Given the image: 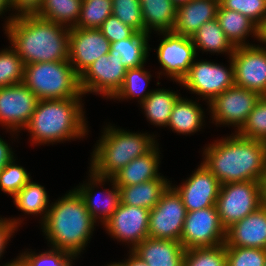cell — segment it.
<instances>
[{"instance_id":"cell-1","label":"cell","mask_w":266,"mask_h":266,"mask_svg":"<svg viewBox=\"0 0 266 266\" xmlns=\"http://www.w3.org/2000/svg\"><path fill=\"white\" fill-rule=\"evenodd\" d=\"M203 165L220 184L262 182L266 173V143L236 132L203 148Z\"/></svg>"},{"instance_id":"cell-2","label":"cell","mask_w":266,"mask_h":266,"mask_svg":"<svg viewBox=\"0 0 266 266\" xmlns=\"http://www.w3.org/2000/svg\"><path fill=\"white\" fill-rule=\"evenodd\" d=\"M24 65L67 61L70 28L38 16L13 19L4 30Z\"/></svg>"},{"instance_id":"cell-3","label":"cell","mask_w":266,"mask_h":266,"mask_svg":"<svg viewBox=\"0 0 266 266\" xmlns=\"http://www.w3.org/2000/svg\"><path fill=\"white\" fill-rule=\"evenodd\" d=\"M95 224L97 222L87 211L82 197L75 189H71L50 204L41 229L48 247L79 258L91 241Z\"/></svg>"},{"instance_id":"cell-4","label":"cell","mask_w":266,"mask_h":266,"mask_svg":"<svg viewBox=\"0 0 266 266\" xmlns=\"http://www.w3.org/2000/svg\"><path fill=\"white\" fill-rule=\"evenodd\" d=\"M39 100L23 130L30 133L31 145L63 143L89 135L81 98Z\"/></svg>"},{"instance_id":"cell-5","label":"cell","mask_w":266,"mask_h":266,"mask_svg":"<svg viewBox=\"0 0 266 266\" xmlns=\"http://www.w3.org/2000/svg\"><path fill=\"white\" fill-rule=\"evenodd\" d=\"M91 153L89 168L98 176L112 178L133 159L149 153L157 144L150 133L130 132L113 125H105Z\"/></svg>"},{"instance_id":"cell-6","label":"cell","mask_w":266,"mask_h":266,"mask_svg":"<svg viewBox=\"0 0 266 266\" xmlns=\"http://www.w3.org/2000/svg\"><path fill=\"white\" fill-rule=\"evenodd\" d=\"M23 83L39 100L78 98L82 95L80 76L69 60L25 65Z\"/></svg>"},{"instance_id":"cell-7","label":"cell","mask_w":266,"mask_h":266,"mask_svg":"<svg viewBox=\"0 0 266 266\" xmlns=\"http://www.w3.org/2000/svg\"><path fill=\"white\" fill-rule=\"evenodd\" d=\"M263 205L260 181L221 184L216 207L222 226L227 229Z\"/></svg>"},{"instance_id":"cell-8","label":"cell","mask_w":266,"mask_h":266,"mask_svg":"<svg viewBox=\"0 0 266 266\" xmlns=\"http://www.w3.org/2000/svg\"><path fill=\"white\" fill-rule=\"evenodd\" d=\"M228 62H230L229 67H224L214 61H206V59L196 61L195 58L185 77L176 83L191 94H197L198 98L202 97L208 105L216 96L235 85L231 57Z\"/></svg>"},{"instance_id":"cell-9","label":"cell","mask_w":266,"mask_h":266,"mask_svg":"<svg viewBox=\"0 0 266 266\" xmlns=\"http://www.w3.org/2000/svg\"><path fill=\"white\" fill-rule=\"evenodd\" d=\"M260 95L239 86H232L208 103V112L216 126H231L237 132L247 120ZM214 121V122H213Z\"/></svg>"},{"instance_id":"cell-10","label":"cell","mask_w":266,"mask_h":266,"mask_svg":"<svg viewBox=\"0 0 266 266\" xmlns=\"http://www.w3.org/2000/svg\"><path fill=\"white\" fill-rule=\"evenodd\" d=\"M186 215L181 196L170 185L149 212V237L180 242Z\"/></svg>"},{"instance_id":"cell-11","label":"cell","mask_w":266,"mask_h":266,"mask_svg":"<svg viewBox=\"0 0 266 266\" xmlns=\"http://www.w3.org/2000/svg\"><path fill=\"white\" fill-rule=\"evenodd\" d=\"M225 238L216 206L187 212L180 238L186 250L225 244Z\"/></svg>"},{"instance_id":"cell-12","label":"cell","mask_w":266,"mask_h":266,"mask_svg":"<svg viewBox=\"0 0 266 266\" xmlns=\"http://www.w3.org/2000/svg\"><path fill=\"white\" fill-rule=\"evenodd\" d=\"M120 60V56L106 54L93 62L80 75L82 94L102 95L111 100L122 87L127 71Z\"/></svg>"},{"instance_id":"cell-13","label":"cell","mask_w":266,"mask_h":266,"mask_svg":"<svg viewBox=\"0 0 266 266\" xmlns=\"http://www.w3.org/2000/svg\"><path fill=\"white\" fill-rule=\"evenodd\" d=\"M162 35L157 49V58L163 71H158V78L160 75L169 77L172 81L180 82L187 72L190 66L197 58L195 46L191 37L182 36L171 32L158 33Z\"/></svg>"},{"instance_id":"cell-14","label":"cell","mask_w":266,"mask_h":266,"mask_svg":"<svg viewBox=\"0 0 266 266\" xmlns=\"http://www.w3.org/2000/svg\"><path fill=\"white\" fill-rule=\"evenodd\" d=\"M38 101V97L24 83L0 88V125L2 128L5 127L6 132L10 130L9 133L11 132L13 137L15 134L18 136L28 124Z\"/></svg>"},{"instance_id":"cell-15","label":"cell","mask_w":266,"mask_h":266,"mask_svg":"<svg viewBox=\"0 0 266 266\" xmlns=\"http://www.w3.org/2000/svg\"><path fill=\"white\" fill-rule=\"evenodd\" d=\"M235 85L266 95V46L235 47L231 55Z\"/></svg>"},{"instance_id":"cell-16","label":"cell","mask_w":266,"mask_h":266,"mask_svg":"<svg viewBox=\"0 0 266 266\" xmlns=\"http://www.w3.org/2000/svg\"><path fill=\"white\" fill-rule=\"evenodd\" d=\"M147 208L119 203L118 208L103 224L107 234L119 242L127 243L132 251L139 243L149 237Z\"/></svg>"},{"instance_id":"cell-17","label":"cell","mask_w":266,"mask_h":266,"mask_svg":"<svg viewBox=\"0 0 266 266\" xmlns=\"http://www.w3.org/2000/svg\"><path fill=\"white\" fill-rule=\"evenodd\" d=\"M194 172V173H193ZM171 186L181 196L187 210L195 211L216 206L221 184L219 180L201 162L190 177L181 184Z\"/></svg>"},{"instance_id":"cell-18","label":"cell","mask_w":266,"mask_h":266,"mask_svg":"<svg viewBox=\"0 0 266 266\" xmlns=\"http://www.w3.org/2000/svg\"><path fill=\"white\" fill-rule=\"evenodd\" d=\"M110 42L99 29L70 28L69 62L80 76L100 56L109 54Z\"/></svg>"},{"instance_id":"cell-19","label":"cell","mask_w":266,"mask_h":266,"mask_svg":"<svg viewBox=\"0 0 266 266\" xmlns=\"http://www.w3.org/2000/svg\"><path fill=\"white\" fill-rule=\"evenodd\" d=\"M88 176L90 177H88V182H83V184L77 185L74 189L82 197L92 218L103 225L118 208L120 191L113 178L98 176L91 169H89ZM106 182L111 183V189L104 188L102 192H99L97 188L106 185Z\"/></svg>"},{"instance_id":"cell-20","label":"cell","mask_w":266,"mask_h":266,"mask_svg":"<svg viewBox=\"0 0 266 266\" xmlns=\"http://www.w3.org/2000/svg\"><path fill=\"white\" fill-rule=\"evenodd\" d=\"M225 247H250L266 249V206L226 229Z\"/></svg>"},{"instance_id":"cell-21","label":"cell","mask_w":266,"mask_h":266,"mask_svg":"<svg viewBox=\"0 0 266 266\" xmlns=\"http://www.w3.org/2000/svg\"><path fill=\"white\" fill-rule=\"evenodd\" d=\"M219 0H190L176 9V18L172 31L176 34L192 37L205 23L217 16Z\"/></svg>"},{"instance_id":"cell-22","label":"cell","mask_w":266,"mask_h":266,"mask_svg":"<svg viewBox=\"0 0 266 266\" xmlns=\"http://www.w3.org/2000/svg\"><path fill=\"white\" fill-rule=\"evenodd\" d=\"M185 250L181 242L147 237L132 252L148 266H183Z\"/></svg>"},{"instance_id":"cell-23","label":"cell","mask_w":266,"mask_h":266,"mask_svg":"<svg viewBox=\"0 0 266 266\" xmlns=\"http://www.w3.org/2000/svg\"><path fill=\"white\" fill-rule=\"evenodd\" d=\"M159 143L146 155L133 159L112 178L116 186H128L144 183L158 178L160 157Z\"/></svg>"},{"instance_id":"cell-24","label":"cell","mask_w":266,"mask_h":266,"mask_svg":"<svg viewBox=\"0 0 266 266\" xmlns=\"http://www.w3.org/2000/svg\"><path fill=\"white\" fill-rule=\"evenodd\" d=\"M216 19L234 47L254 45L246 41L250 35L260 43V28L243 14L219 5Z\"/></svg>"},{"instance_id":"cell-25","label":"cell","mask_w":266,"mask_h":266,"mask_svg":"<svg viewBox=\"0 0 266 266\" xmlns=\"http://www.w3.org/2000/svg\"><path fill=\"white\" fill-rule=\"evenodd\" d=\"M170 185L171 181L162 174L158 178L144 183L117 186L120 191V203L151 210Z\"/></svg>"},{"instance_id":"cell-26","label":"cell","mask_w":266,"mask_h":266,"mask_svg":"<svg viewBox=\"0 0 266 266\" xmlns=\"http://www.w3.org/2000/svg\"><path fill=\"white\" fill-rule=\"evenodd\" d=\"M197 101L179 97L175 102L167 127L175 133L195 134L205 125V113Z\"/></svg>"},{"instance_id":"cell-27","label":"cell","mask_w":266,"mask_h":266,"mask_svg":"<svg viewBox=\"0 0 266 266\" xmlns=\"http://www.w3.org/2000/svg\"><path fill=\"white\" fill-rule=\"evenodd\" d=\"M150 37L149 33L136 31L127 39L112 42L109 54L120 56V61L127 69L145 66L151 50Z\"/></svg>"},{"instance_id":"cell-28","label":"cell","mask_w":266,"mask_h":266,"mask_svg":"<svg viewBox=\"0 0 266 266\" xmlns=\"http://www.w3.org/2000/svg\"><path fill=\"white\" fill-rule=\"evenodd\" d=\"M143 15L144 32L151 34L171 32L177 6L171 0H139Z\"/></svg>"},{"instance_id":"cell-29","label":"cell","mask_w":266,"mask_h":266,"mask_svg":"<svg viewBox=\"0 0 266 266\" xmlns=\"http://www.w3.org/2000/svg\"><path fill=\"white\" fill-rule=\"evenodd\" d=\"M180 96V93L170 89H153L140 107L149 123L157 127H167L173 106Z\"/></svg>"},{"instance_id":"cell-30","label":"cell","mask_w":266,"mask_h":266,"mask_svg":"<svg viewBox=\"0 0 266 266\" xmlns=\"http://www.w3.org/2000/svg\"><path fill=\"white\" fill-rule=\"evenodd\" d=\"M196 52H210L216 54H227L228 57L234 52L235 47L226 38L225 33L221 29L218 20L205 22L191 37Z\"/></svg>"},{"instance_id":"cell-31","label":"cell","mask_w":266,"mask_h":266,"mask_svg":"<svg viewBox=\"0 0 266 266\" xmlns=\"http://www.w3.org/2000/svg\"><path fill=\"white\" fill-rule=\"evenodd\" d=\"M12 198L16 208L25 215H40V224L46 218L47 212L50 208L49 204H51L45 187L33 180H30Z\"/></svg>"},{"instance_id":"cell-32","label":"cell","mask_w":266,"mask_h":266,"mask_svg":"<svg viewBox=\"0 0 266 266\" xmlns=\"http://www.w3.org/2000/svg\"><path fill=\"white\" fill-rule=\"evenodd\" d=\"M81 6L82 0H44L38 17L72 28L78 22Z\"/></svg>"},{"instance_id":"cell-33","label":"cell","mask_w":266,"mask_h":266,"mask_svg":"<svg viewBox=\"0 0 266 266\" xmlns=\"http://www.w3.org/2000/svg\"><path fill=\"white\" fill-rule=\"evenodd\" d=\"M144 67L127 69L122 87L112 98L113 100L124 101V99L131 100V98H137V102L141 104L150 95L153 90L147 91V87L152 75Z\"/></svg>"},{"instance_id":"cell-34","label":"cell","mask_w":266,"mask_h":266,"mask_svg":"<svg viewBox=\"0 0 266 266\" xmlns=\"http://www.w3.org/2000/svg\"><path fill=\"white\" fill-rule=\"evenodd\" d=\"M113 0H82L81 11L75 27L99 29L112 15Z\"/></svg>"},{"instance_id":"cell-35","label":"cell","mask_w":266,"mask_h":266,"mask_svg":"<svg viewBox=\"0 0 266 266\" xmlns=\"http://www.w3.org/2000/svg\"><path fill=\"white\" fill-rule=\"evenodd\" d=\"M24 66L11 46L0 50V88L23 83Z\"/></svg>"},{"instance_id":"cell-36","label":"cell","mask_w":266,"mask_h":266,"mask_svg":"<svg viewBox=\"0 0 266 266\" xmlns=\"http://www.w3.org/2000/svg\"><path fill=\"white\" fill-rule=\"evenodd\" d=\"M238 135L266 143V95L260 96Z\"/></svg>"},{"instance_id":"cell-37","label":"cell","mask_w":266,"mask_h":266,"mask_svg":"<svg viewBox=\"0 0 266 266\" xmlns=\"http://www.w3.org/2000/svg\"><path fill=\"white\" fill-rule=\"evenodd\" d=\"M183 266H226L225 244L185 250Z\"/></svg>"},{"instance_id":"cell-38","label":"cell","mask_w":266,"mask_h":266,"mask_svg":"<svg viewBox=\"0 0 266 266\" xmlns=\"http://www.w3.org/2000/svg\"><path fill=\"white\" fill-rule=\"evenodd\" d=\"M18 164L16 157H14L0 171V190L11 197H13L32 179L30 173H28L23 166Z\"/></svg>"},{"instance_id":"cell-39","label":"cell","mask_w":266,"mask_h":266,"mask_svg":"<svg viewBox=\"0 0 266 266\" xmlns=\"http://www.w3.org/2000/svg\"><path fill=\"white\" fill-rule=\"evenodd\" d=\"M19 255L28 266H73V261L77 259V257L71 256L66 251L52 247L38 254L35 251L25 249Z\"/></svg>"},{"instance_id":"cell-40","label":"cell","mask_w":266,"mask_h":266,"mask_svg":"<svg viewBox=\"0 0 266 266\" xmlns=\"http://www.w3.org/2000/svg\"><path fill=\"white\" fill-rule=\"evenodd\" d=\"M219 5L243 14L260 29L266 23V0H219Z\"/></svg>"},{"instance_id":"cell-41","label":"cell","mask_w":266,"mask_h":266,"mask_svg":"<svg viewBox=\"0 0 266 266\" xmlns=\"http://www.w3.org/2000/svg\"><path fill=\"white\" fill-rule=\"evenodd\" d=\"M112 15L138 32H144V22L139 0H113Z\"/></svg>"},{"instance_id":"cell-42","label":"cell","mask_w":266,"mask_h":266,"mask_svg":"<svg viewBox=\"0 0 266 266\" xmlns=\"http://www.w3.org/2000/svg\"><path fill=\"white\" fill-rule=\"evenodd\" d=\"M226 266H264L266 249L250 247H225Z\"/></svg>"},{"instance_id":"cell-43","label":"cell","mask_w":266,"mask_h":266,"mask_svg":"<svg viewBox=\"0 0 266 266\" xmlns=\"http://www.w3.org/2000/svg\"><path fill=\"white\" fill-rule=\"evenodd\" d=\"M99 30L109 40L110 43L131 37L136 30L124 24L114 15H110L99 27Z\"/></svg>"},{"instance_id":"cell-44","label":"cell","mask_w":266,"mask_h":266,"mask_svg":"<svg viewBox=\"0 0 266 266\" xmlns=\"http://www.w3.org/2000/svg\"><path fill=\"white\" fill-rule=\"evenodd\" d=\"M11 11L7 20L4 22V29L10 24L13 19L26 17V16H38L43 5L44 0H10Z\"/></svg>"},{"instance_id":"cell-45","label":"cell","mask_w":266,"mask_h":266,"mask_svg":"<svg viewBox=\"0 0 266 266\" xmlns=\"http://www.w3.org/2000/svg\"><path fill=\"white\" fill-rule=\"evenodd\" d=\"M18 218V219H17ZM0 217V259L2 258L10 238H13L15 231L23 223L20 217ZM13 235V236H12Z\"/></svg>"},{"instance_id":"cell-46","label":"cell","mask_w":266,"mask_h":266,"mask_svg":"<svg viewBox=\"0 0 266 266\" xmlns=\"http://www.w3.org/2000/svg\"><path fill=\"white\" fill-rule=\"evenodd\" d=\"M0 135V171L15 157V151Z\"/></svg>"},{"instance_id":"cell-47","label":"cell","mask_w":266,"mask_h":266,"mask_svg":"<svg viewBox=\"0 0 266 266\" xmlns=\"http://www.w3.org/2000/svg\"><path fill=\"white\" fill-rule=\"evenodd\" d=\"M128 252H129L128 258L122 261L124 266H148L146 262L142 261L132 251L128 250Z\"/></svg>"},{"instance_id":"cell-48","label":"cell","mask_w":266,"mask_h":266,"mask_svg":"<svg viewBox=\"0 0 266 266\" xmlns=\"http://www.w3.org/2000/svg\"><path fill=\"white\" fill-rule=\"evenodd\" d=\"M3 266H28V264L20 255H18L13 260H10V262L4 263Z\"/></svg>"},{"instance_id":"cell-49","label":"cell","mask_w":266,"mask_h":266,"mask_svg":"<svg viewBox=\"0 0 266 266\" xmlns=\"http://www.w3.org/2000/svg\"><path fill=\"white\" fill-rule=\"evenodd\" d=\"M7 11H11V1L0 0V17H2L5 14V12L7 13Z\"/></svg>"},{"instance_id":"cell-50","label":"cell","mask_w":266,"mask_h":266,"mask_svg":"<svg viewBox=\"0 0 266 266\" xmlns=\"http://www.w3.org/2000/svg\"><path fill=\"white\" fill-rule=\"evenodd\" d=\"M260 43L266 46V23L260 29Z\"/></svg>"},{"instance_id":"cell-51","label":"cell","mask_w":266,"mask_h":266,"mask_svg":"<svg viewBox=\"0 0 266 266\" xmlns=\"http://www.w3.org/2000/svg\"><path fill=\"white\" fill-rule=\"evenodd\" d=\"M262 185H263V204L266 206V173L262 181Z\"/></svg>"},{"instance_id":"cell-52","label":"cell","mask_w":266,"mask_h":266,"mask_svg":"<svg viewBox=\"0 0 266 266\" xmlns=\"http://www.w3.org/2000/svg\"><path fill=\"white\" fill-rule=\"evenodd\" d=\"M177 7L181 4L187 3L190 0H171Z\"/></svg>"},{"instance_id":"cell-53","label":"cell","mask_w":266,"mask_h":266,"mask_svg":"<svg viewBox=\"0 0 266 266\" xmlns=\"http://www.w3.org/2000/svg\"><path fill=\"white\" fill-rule=\"evenodd\" d=\"M105 266H124L122 262H112V263H107Z\"/></svg>"}]
</instances>
